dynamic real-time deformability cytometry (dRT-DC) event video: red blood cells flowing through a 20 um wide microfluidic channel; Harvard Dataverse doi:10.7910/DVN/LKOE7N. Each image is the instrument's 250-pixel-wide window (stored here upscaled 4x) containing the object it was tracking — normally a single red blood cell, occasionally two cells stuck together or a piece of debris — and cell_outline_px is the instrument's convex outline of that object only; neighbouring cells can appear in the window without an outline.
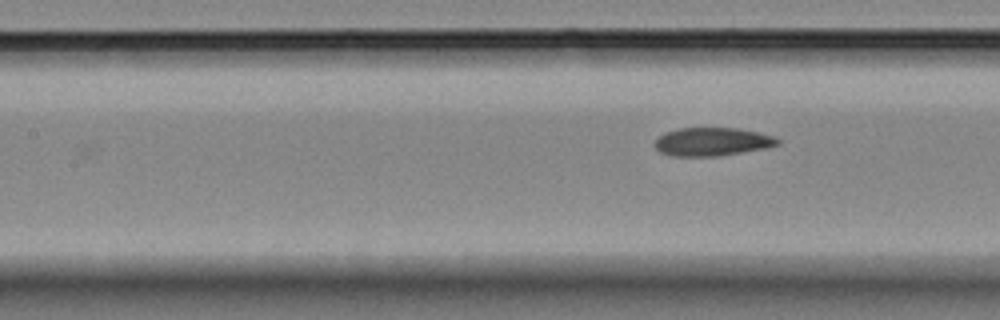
{"species": "Egyptian fruit bat (a non-hibernating species)", "species_latin": "Rousettus aegyptiacus", "temperature_condition": "room temperature", "stored_images_in_passage": 7, "camera_frame_rate_fps": 3000, "um_per_image_px": 0.085, "animal": {"sex": "female"}, "frame": {"image": 1, "passage_image": 7, "time_ms": 7.0, "image_size_px": [1000, 320], "cell_outline_px": [[780, 144], [768, 148], [716, 156], [672, 156], [660, 152], [656, 148], [656, 140], [664, 132], [680, 128], [736, 128], [760, 132], [776, 136], [780, 140]], "centroid_in_image_um": [60.59, 12.04], "position_along_channel_um": 146.8, "area_um2": 20.35}}